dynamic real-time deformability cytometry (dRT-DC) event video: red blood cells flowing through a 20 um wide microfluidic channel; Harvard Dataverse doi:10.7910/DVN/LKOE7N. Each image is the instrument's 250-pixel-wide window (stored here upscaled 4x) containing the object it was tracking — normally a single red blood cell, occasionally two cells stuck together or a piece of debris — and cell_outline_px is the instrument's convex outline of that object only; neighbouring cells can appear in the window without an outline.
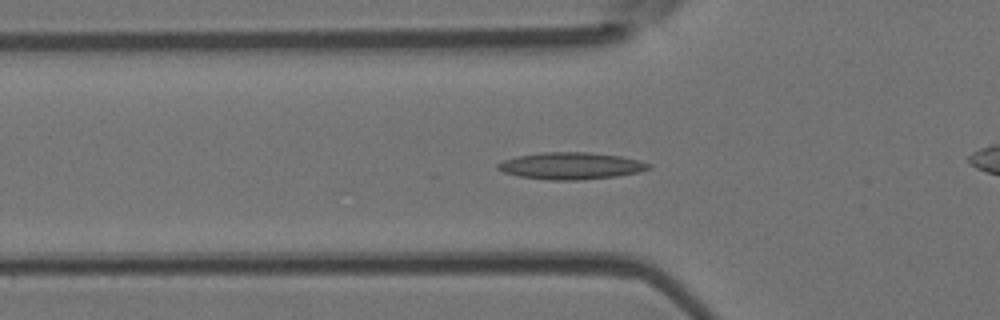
{"species": "Egyptian fruit bat (a non-hibernating species)", "species_latin": "Rousettus aegyptiacus", "temperature_condition": "room temperature", "stored_images_in_passage": 51, "camera_frame_rate_fps": 3000, "um_per_image_px": 0.085, "animal": {"sex": "female"}, "frame": {"image": 1, "passage_image": 16, "time_ms": 5.0, "image_size_px": [1000, 320], "cell_outline_px": [[652, 168], [636, 172], [616, 176], [576, 180], [548, 180], [520, 176], [504, 172], [496, 168], [496, 164], [504, 160], [516, 156], [540, 152], [588, 152], [620, 156], [640, 160], [652, 164]], "centroid_in_image_um": [48.52, 14.09], "position_along_channel_um": 77.3, "area_um2": 23.64}}
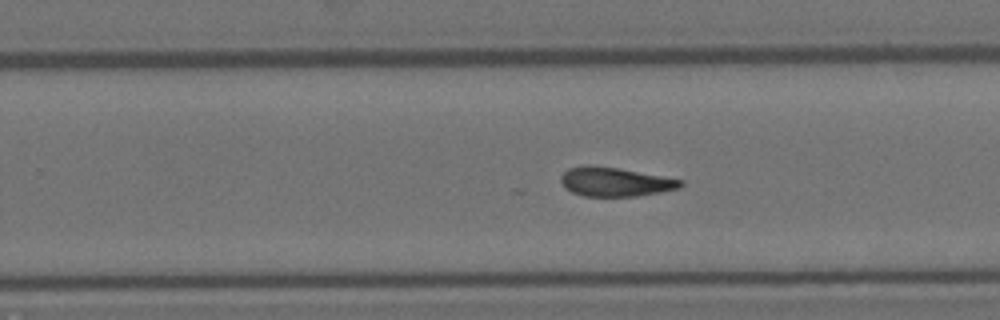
{"frame": {"image": 2, "passage_image": 31, "time_ms": 10.0, "image_size_px": [1000, 320], "cell_outline_px": [[684, 184], [680, 188], [660, 192], [636, 196], [584, 196], [572, 192], [564, 188], [560, 180], [560, 176], [568, 168], [580, 164], [588, 164], [620, 168], [684, 180]], "centroid_in_image_um": [52.25, 15.44], "position_along_channel_um": 277.5, "area_um2": 20.58}}
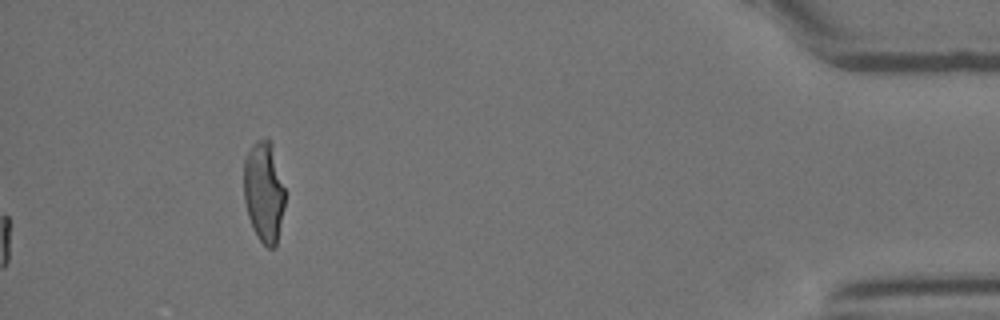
{"frame": {"image": 3, "passage_image": 51, "time_ms": 16.667, "image_size_px": [1000, 320], "cell_outline_px": [[284, 208], [276, 248], [268, 248], [256, 236], [252, 228], [248, 216], [244, 200], [244, 160], [252, 144], [256, 140], [268, 136], [272, 140], [284, 188]], "centroid_in_image_um": [22.43, 16.28], "position_along_channel_um": 412.8, "area_um2": 24.57}, "authors_computed_cell_mechanics": {"area_um2": 20.8658, "velocity_mm_per_s": 3.9934, "shape_relaxation_time_tau1_ms": null, "shape_relaxation_time_tau2_ms": 4.9304, "deformation_change_tau1": null, "deformation_change_tau2": 0.1334}}